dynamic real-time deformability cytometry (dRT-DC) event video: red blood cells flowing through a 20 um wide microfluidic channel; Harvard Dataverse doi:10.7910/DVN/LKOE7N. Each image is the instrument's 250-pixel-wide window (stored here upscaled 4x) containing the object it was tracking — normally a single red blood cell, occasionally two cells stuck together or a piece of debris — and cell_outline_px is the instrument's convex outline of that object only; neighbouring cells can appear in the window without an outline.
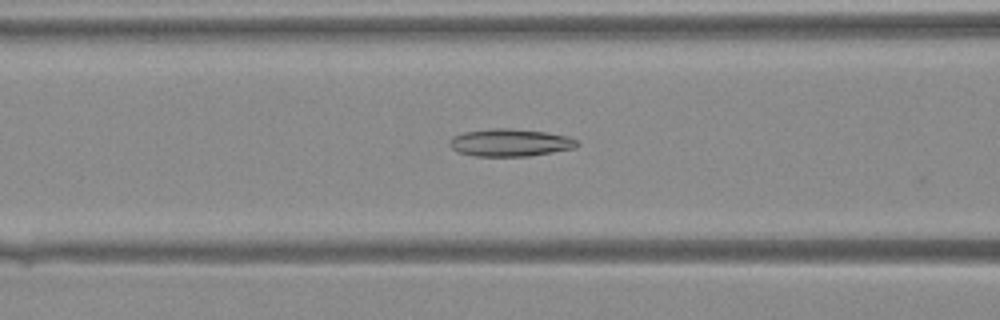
{"species": "Egyptian fruit bat (a non-hibernating species)", "species_latin": "Rousettus aegyptiacus", "temperature_condition": "warm", "stored_images_in_passage": 39, "camera_frame_rate_fps": 3000, "um_per_image_px": 0.085, "animal": {"sex": "female"}, "frame": {"image": 1, "passage_image": 15, "time_ms": 4.667, "image_size_px": [1000, 320], "cell_outline_px": [[580, 144], [576, 148], [528, 156], [476, 156], [456, 152], [448, 144], [448, 140], [452, 136], [464, 132], [492, 128], [508, 128], [544, 132], [568, 136], [576, 140]], "centroid_in_image_um": [43.32, 12.12], "position_along_channel_um": 123.3, "area_um2": 20.52}}
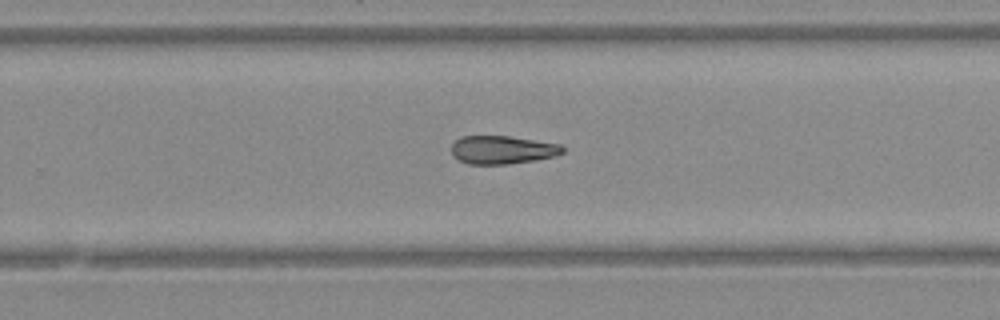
{"frame": {"image": 2, "passage_image": 25, "time_ms": 8.0, "image_size_px": [1000, 320], "cell_outline_px": [[564, 152], [556, 156], [508, 164], [468, 164], [452, 156], [452, 144], [460, 136], [508, 136], [560, 144], [564, 148]], "centroid_in_image_um": [42.68, 12.73], "position_along_channel_um": 287.1, "area_um2": 18.21}}
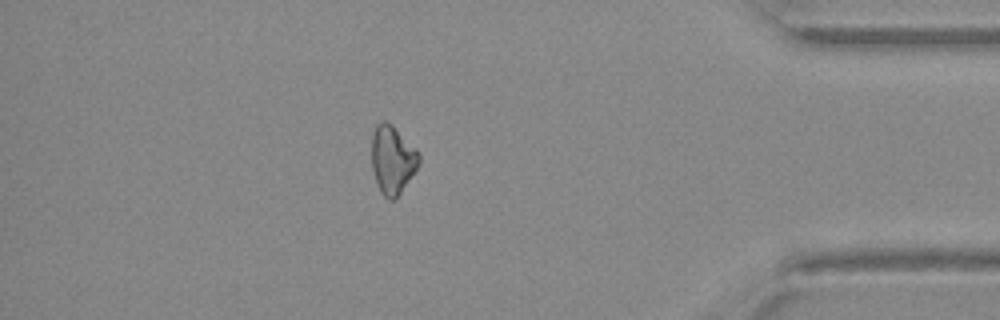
{"frame": {"image": 3, "passage_image": 34, "time_ms": 11.0, "image_size_px": [1000, 320], "cell_outline_px": [[420, 164], [400, 192], [392, 200], [388, 200], [380, 192], [372, 168], [372, 132], [376, 124], [384, 120], [392, 124], [420, 152]], "centroid_in_image_um": [33.36, 13.53], "position_along_channel_um": 401.8, "area_um2": 18.84}}